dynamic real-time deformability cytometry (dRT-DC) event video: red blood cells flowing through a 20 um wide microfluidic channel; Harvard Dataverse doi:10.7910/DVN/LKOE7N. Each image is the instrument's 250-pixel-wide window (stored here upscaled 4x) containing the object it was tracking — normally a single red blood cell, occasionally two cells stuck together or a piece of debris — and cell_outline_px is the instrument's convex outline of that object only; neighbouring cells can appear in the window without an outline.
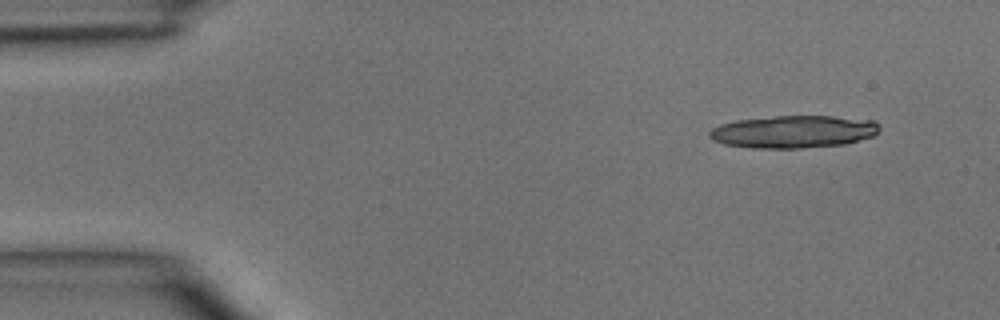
{"species": "common noctule bat (a hibernating species)", "species_latin": "Nyctalus noctula", "temperature_condition": "room temperature", "stored_images_in_passage": 5, "camera_frame_rate_fps": 3000, "um_per_image_px": 0.085, "animal": {"sex": "male", "body_mass_g": 15.6}, "frame": {"image": 1, "passage_image": 1, "time_ms": 0.0, "image_size_px": [1000, 320], "cell_outline_px": [[880, 128], [872, 136], [844, 144], [800, 148], [752, 148], [724, 144], [712, 140], [708, 136], [708, 132], [712, 128], [720, 124], [736, 120], [776, 116], [832, 116], [876, 120]], "centroid_in_image_um": [67.42, 11.19], "position_along_channel_um": 17.6, "area_um2": 32.25}}